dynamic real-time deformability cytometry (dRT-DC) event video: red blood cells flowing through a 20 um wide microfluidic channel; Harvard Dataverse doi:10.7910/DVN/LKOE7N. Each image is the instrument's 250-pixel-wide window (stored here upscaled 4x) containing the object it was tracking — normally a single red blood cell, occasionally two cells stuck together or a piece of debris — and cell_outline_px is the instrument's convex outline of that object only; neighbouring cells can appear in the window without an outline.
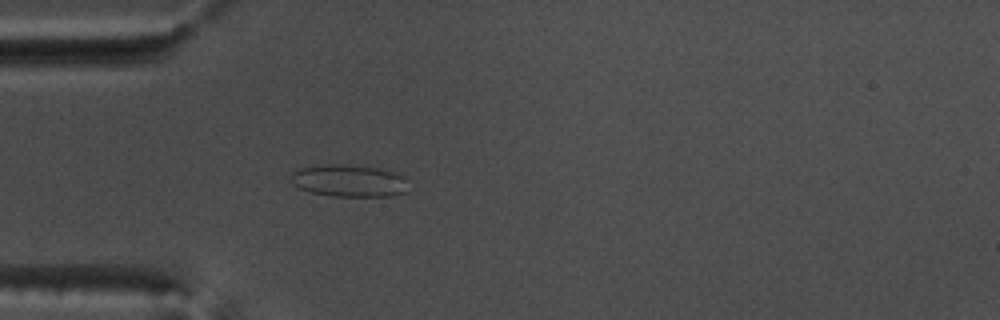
{"species": "common noctule bat (a hibernating species)", "species_latin": "Nyctalus noctula", "temperature_condition": "warm", "stored_images_in_passage": 53, "camera_frame_rate_fps": 3000, "um_per_image_px": 0.085, "animal": {"sex": "male", "body_mass_g": 17.5, "forearm_length_mm": 52.3}, "frame": {"image": 1, "passage_image": 15, "time_ms": 4.667, "image_size_px": [1000, 320], "cell_outline_px": [[408, 192], [388, 196], [332, 196], [312, 192], [300, 188], [292, 184], [288, 180], [288, 176], [296, 168], [332, 164], [340, 164], [376, 168], [392, 172], [404, 176], [408, 180]], "centroid_in_image_um": [29.64, 15.37], "position_along_channel_um": 55.4, "area_um2": 22.2}}
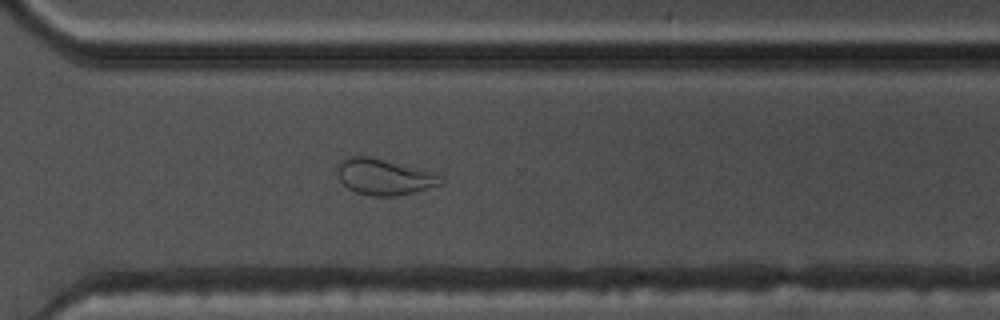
{"frame": {"image": 2, "passage_image": 38, "time_ms": 12.333, "image_size_px": [1000, 320], "cell_outline_px": [[444, 184], [396, 196], [372, 196], [356, 192], [348, 188], [340, 180], [336, 168], [340, 160], [348, 156], [368, 156], [432, 172], [440, 176], [444, 180]], "centroid_in_image_um": [32.62, 15.03], "position_along_channel_um": 338.0, "area_um2": 21.5}}
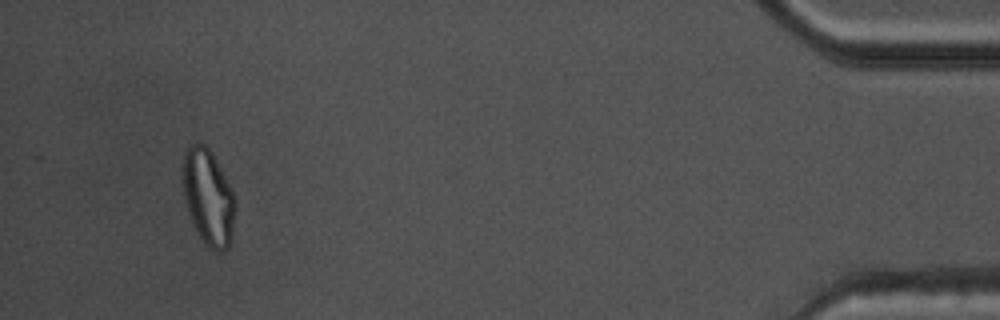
{"frame": {"image": 3, "passage_image": 50, "time_ms": 16.333, "image_size_px": [1000, 320], "cell_outline_px": [[236, 208], [232, 232], [228, 248], [220, 252], [216, 252], [208, 248], [204, 244], [192, 220], [184, 196], [180, 168], [180, 164], [184, 148], [188, 144], [196, 140], [204, 144], [212, 152], [236, 196]], "centroid_in_image_um": [17.68, 16.67], "position_along_channel_um": 417.5, "area_um2": 30.11}, "authors_computed_cell_mechanics": {"area_um2": 24.1604, "velocity_mm_per_s": 3.7745, "shape_relaxation_time_tau1_ms": null, "shape_relaxation_time_tau2_ms": 1.1203, "deformation_change_tau1": null, "deformation_change_tau2": 0.086}}